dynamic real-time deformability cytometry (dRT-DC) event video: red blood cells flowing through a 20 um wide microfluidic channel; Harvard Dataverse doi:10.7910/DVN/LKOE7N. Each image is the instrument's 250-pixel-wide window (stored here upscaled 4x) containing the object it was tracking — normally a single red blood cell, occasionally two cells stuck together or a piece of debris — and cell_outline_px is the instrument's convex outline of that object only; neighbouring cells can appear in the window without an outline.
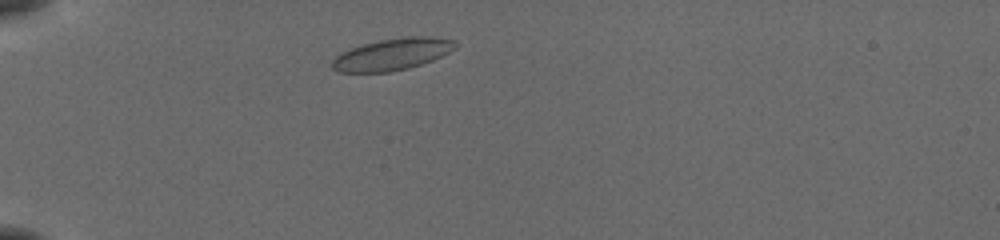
{"species": "common noctule bat (a hibernating species)", "species_latin": "Nyctalus noctula", "temperature_condition": "cold", "stored_images_in_passage": 41, "camera_frame_rate_fps": 3000, "um_per_image_px": 0.085, "animal": {"sex": "female", "body_mass_g": 19.5, "forearm_length_mm": 54.1}, "frame": {"image": 1, "passage_image": 4, "time_ms": 1.0, "image_size_px": [1000, 240], "cell_outline_px": [[456, 48], [432, 60], [408, 68], [392, 72], [336, 72], [332, 68], [332, 60], [340, 52], [364, 44], [380, 40], [408, 36], [432, 36], [452, 40], [456, 44]], "centroid_in_image_um": [33.31, 4.62], "position_along_channel_um": 51.7, "area_um2": 22.66}}
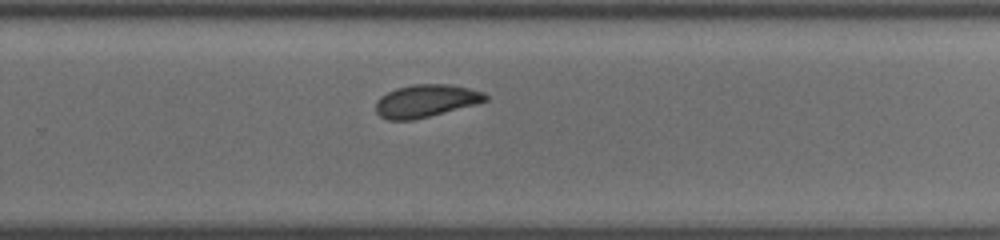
{"frame": {"image": 2, "passage_image": 25, "time_ms": 8.0, "image_size_px": [1000, 240], "cell_outline_px": [[488, 100], [476, 104], [412, 120], [388, 120], [380, 116], [376, 112], [376, 100], [380, 96], [396, 88], [412, 84], [452, 84], [484, 92], [488, 96]], "centroid_in_image_um": [36.19, 8.56], "position_along_channel_um": 293.6, "area_um2": 20.81}}
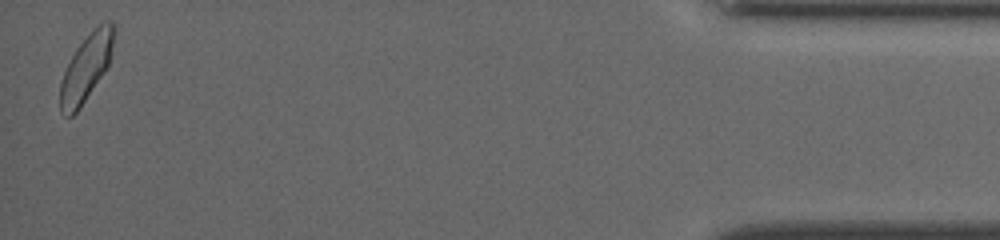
{"frame": {"image": 3, "passage_image": 41, "time_ms": 13.333, "image_size_px": [1000, 240], "cell_outline_px": [[116, 32], [108, 64], [104, 72], [80, 108], [72, 116], [68, 116], [60, 112], [60, 84], [64, 72], [76, 48], [92, 28], [104, 20], [112, 20], [116, 28]], "centroid_in_image_um": [7.35, 5.69], "position_along_channel_um": 427.8, "area_um2": 20.98}, "authors_computed_cell_mechanics": {"area_um2": 20.9814, "velocity_mm_per_s": 3.8629, "shape_relaxation_time_tau1_ms": 7.1788, "shape_relaxation_time_tau2_ms": 2.0302, "deformation_change_tau1": 0.122, "deformation_change_tau2": 0.0606}}